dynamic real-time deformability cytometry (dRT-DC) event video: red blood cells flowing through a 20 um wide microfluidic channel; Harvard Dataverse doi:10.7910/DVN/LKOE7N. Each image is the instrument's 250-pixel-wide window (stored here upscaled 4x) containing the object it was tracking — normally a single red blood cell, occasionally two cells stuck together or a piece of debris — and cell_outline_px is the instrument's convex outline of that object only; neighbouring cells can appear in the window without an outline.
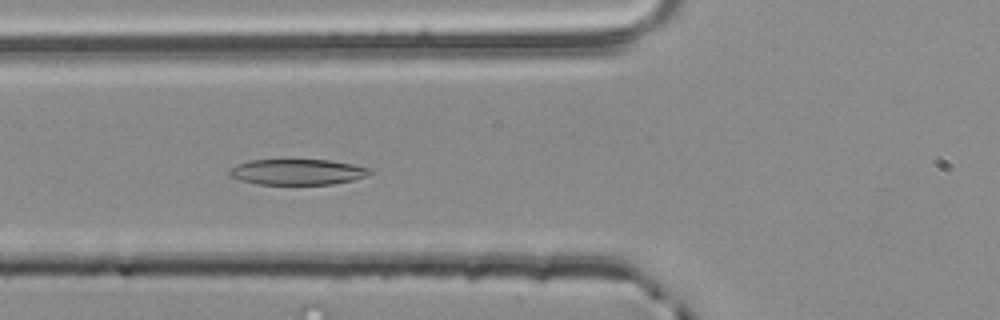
{"species": "common noctule bat (a hibernating species)", "species_latin": "Nyctalus noctula", "temperature_condition": "room temperature", "stored_images_in_passage": 42, "camera_frame_rate_fps": 3000, "um_per_image_px": 0.085, "animal": {"sex": "male", "body_mass_g": 20.4}, "frame": {"image": 1, "passage_image": 8, "time_ms": 2.333, "image_size_px": [1000, 320], "cell_outline_px": [[372, 172], [364, 176], [352, 180], [332, 184], [260, 184], [240, 180], [228, 176], [228, 172], [232, 168], [240, 164], [252, 160], [328, 160], [352, 164], [368, 168]], "centroid_in_image_um": [25.26, 14.62], "position_along_channel_um": 100.5, "area_um2": 20.63}}
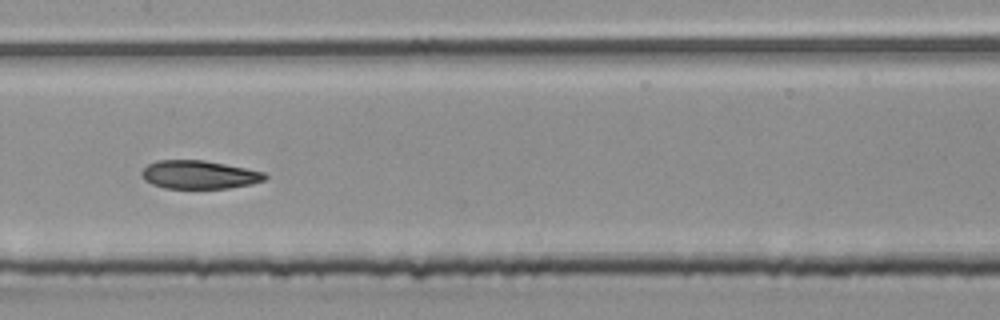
{"frame": {"image": 2, "passage_image": 15, "time_ms": 4.667, "image_size_px": [1000, 320], "cell_outline_px": [[268, 176], [264, 180], [252, 184], [228, 188], [164, 188], [152, 184], [144, 180], [140, 172], [148, 164], [156, 160], [204, 160], [264, 172]], "centroid_in_image_um": [16.9, 14.85], "position_along_channel_um": 190.5, "area_um2": 20.29}}
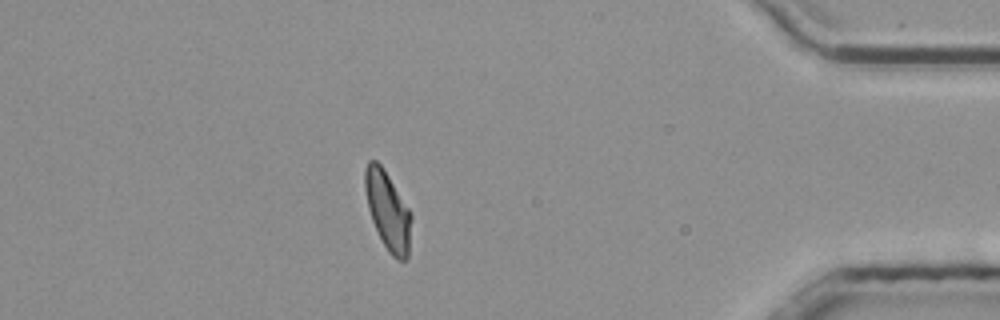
{"frame": {"image": 3, "passage_image": 35, "time_ms": 11.333, "image_size_px": [1000, 320], "cell_outline_px": [[412, 216], [408, 256], [404, 260], [396, 260], [388, 252], [372, 220], [368, 208], [364, 188], [364, 172], [368, 160], [376, 160], [380, 164], [388, 176], [408, 208]], "centroid_in_image_um": [32.95, 17.91], "position_along_channel_um": 402.2, "area_um2": 20.87}, "authors_computed_cell_mechanics": {"area_um2": 21.097, "velocity_mm_per_s": 3.8346, "shape_relaxation_time_tau1_ms": null, "shape_relaxation_time_tau2_ms": 2.5818, "deformation_change_tau1": null, "deformation_change_tau2": 0.0908}}